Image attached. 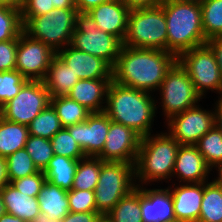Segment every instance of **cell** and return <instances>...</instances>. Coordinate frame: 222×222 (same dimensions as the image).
<instances>
[{
	"label": "cell",
	"mask_w": 222,
	"mask_h": 222,
	"mask_svg": "<svg viewBox=\"0 0 222 222\" xmlns=\"http://www.w3.org/2000/svg\"><path fill=\"white\" fill-rule=\"evenodd\" d=\"M4 4L10 5V6H18V7H20L21 0H4Z\"/></svg>",
	"instance_id": "53"
},
{
	"label": "cell",
	"mask_w": 222,
	"mask_h": 222,
	"mask_svg": "<svg viewBox=\"0 0 222 222\" xmlns=\"http://www.w3.org/2000/svg\"><path fill=\"white\" fill-rule=\"evenodd\" d=\"M218 176L217 179H214V181L217 183V185L221 188L222 190V167H219L218 168Z\"/></svg>",
	"instance_id": "52"
},
{
	"label": "cell",
	"mask_w": 222,
	"mask_h": 222,
	"mask_svg": "<svg viewBox=\"0 0 222 222\" xmlns=\"http://www.w3.org/2000/svg\"><path fill=\"white\" fill-rule=\"evenodd\" d=\"M100 216L99 212H69L61 222H96Z\"/></svg>",
	"instance_id": "43"
},
{
	"label": "cell",
	"mask_w": 222,
	"mask_h": 222,
	"mask_svg": "<svg viewBox=\"0 0 222 222\" xmlns=\"http://www.w3.org/2000/svg\"><path fill=\"white\" fill-rule=\"evenodd\" d=\"M18 38L0 42V72L16 69Z\"/></svg>",
	"instance_id": "41"
},
{
	"label": "cell",
	"mask_w": 222,
	"mask_h": 222,
	"mask_svg": "<svg viewBox=\"0 0 222 222\" xmlns=\"http://www.w3.org/2000/svg\"><path fill=\"white\" fill-rule=\"evenodd\" d=\"M110 122L104 112L91 113L85 121L66 128L85 156L97 157L103 150Z\"/></svg>",
	"instance_id": "15"
},
{
	"label": "cell",
	"mask_w": 222,
	"mask_h": 222,
	"mask_svg": "<svg viewBox=\"0 0 222 222\" xmlns=\"http://www.w3.org/2000/svg\"><path fill=\"white\" fill-rule=\"evenodd\" d=\"M70 47V48H69ZM56 55L81 79H112V66L100 57L75 49L70 44Z\"/></svg>",
	"instance_id": "16"
},
{
	"label": "cell",
	"mask_w": 222,
	"mask_h": 222,
	"mask_svg": "<svg viewBox=\"0 0 222 222\" xmlns=\"http://www.w3.org/2000/svg\"><path fill=\"white\" fill-rule=\"evenodd\" d=\"M50 104L44 81L28 80L20 92L0 108L4 119L28 126Z\"/></svg>",
	"instance_id": "11"
},
{
	"label": "cell",
	"mask_w": 222,
	"mask_h": 222,
	"mask_svg": "<svg viewBox=\"0 0 222 222\" xmlns=\"http://www.w3.org/2000/svg\"><path fill=\"white\" fill-rule=\"evenodd\" d=\"M179 146L169 133L142 137L134 165V179L146 184L172 177Z\"/></svg>",
	"instance_id": "4"
},
{
	"label": "cell",
	"mask_w": 222,
	"mask_h": 222,
	"mask_svg": "<svg viewBox=\"0 0 222 222\" xmlns=\"http://www.w3.org/2000/svg\"><path fill=\"white\" fill-rule=\"evenodd\" d=\"M77 11L80 13H87L92 8L97 7L102 3H106L110 0H73Z\"/></svg>",
	"instance_id": "46"
},
{
	"label": "cell",
	"mask_w": 222,
	"mask_h": 222,
	"mask_svg": "<svg viewBox=\"0 0 222 222\" xmlns=\"http://www.w3.org/2000/svg\"><path fill=\"white\" fill-rule=\"evenodd\" d=\"M173 222H188V221L176 220V221H173Z\"/></svg>",
	"instance_id": "57"
},
{
	"label": "cell",
	"mask_w": 222,
	"mask_h": 222,
	"mask_svg": "<svg viewBox=\"0 0 222 222\" xmlns=\"http://www.w3.org/2000/svg\"><path fill=\"white\" fill-rule=\"evenodd\" d=\"M32 222H61V220L49 218L45 213L40 212Z\"/></svg>",
	"instance_id": "51"
},
{
	"label": "cell",
	"mask_w": 222,
	"mask_h": 222,
	"mask_svg": "<svg viewBox=\"0 0 222 222\" xmlns=\"http://www.w3.org/2000/svg\"><path fill=\"white\" fill-rule=\"evenodd\" d=\"M141 136L133 129L111 121L102 152V161L127 162L135 165Z\"/></svg>",
	"instance_id": "14"
},
{
	"label": "cell",
	"mask_w": 222,
	"mask_h": 222,
	"mask_svg": "<svg viewBox=\"0 0 222 222\" xmlns=\"http://www.w3.org/2000/svg\"><path fill=\"white\" fill-rule=\"evenodd\" d=\"M0 193L6 213L28 222H32L40 214L38 198L21 193L11 183L3 187Z\"/></svg>",
	"instance_id": "22"
},
{
	"label": "cell",
	"mask_w": 222,
	"mask_h": 222,
	"mask_svg": "<svg viewBox=\"0 0 222 222\" xmlns=\"http://www.w3.org/2000/svg\"><path fill=\"white\" fill-rule=\"evenodd\" d=\"M195 146L211 169L222 167V133L219 129L214 126L198 140Z\"/></svg>",
	"instance_id": "31"
},
{
	"label": "cell",
	"mask_w": 222,
	"mask_h": 222,
	"mask_svg": "<svg viewBox=\"0 0 222 222\" xmlns=\"http://www.w3.org/2000/svg\"><path fill=\"white\" fill-rule=\"evenodd\" d=\"M176 220L198 222L203 199V182L186 183L171 191Z\"/></svg>",
	"instance_id": "20"
},
{
	"label": "cell",
	"mask_w": 222,
	"mask_h": 222,
	"mask_svg": "<svg viewBox=\"0 0 222 222\" xmlns=\"http://www.w3.org/2000/svg\"><path fill=\"white\" fill-rule=\"evenodd\" d=\"M50 104L56 110L62 127L83 122L91 112L68 96L50 97Z\"/></svg>",
	"instance_id": "29"
},
{
	"label": "cell",
	"mask_w": 222,
	"mask_h": 222,
	"mask_svg": "<svg viewBox=\"0 0 222 222\" xmlns=\"http://www.w3.org/2000/svg\"><path fill=\"white\" fill-rule=\"evenodd\" d=\"M6 213L5 205L0 193V217Z\"/></svg>",
	"instance_id": "54"
},
{
	"label": "cell",
	"mask_w": 222,
	"mask_h": 222,
	"mask_svg": "<svg viewBox=\"0 0 222 222\" xmlns=\"http://www.w3.org/2000/svg\"><path fill=\"white\" fill-rule=\"evenodd\" d=\"M142 222L176 221L172 194L166 189H146L141 187Z\"/></svg>",
	"instance_id": "19"
},
{
	"label": "cell",
	"mask_w": 222,
	"mask_h": 222,
	"mask_svg": "<svg viewBox=\"0 0 222 222\" xmlns=\"http://www.w3.org/2000/svg\"><path fill=\"white\" fill-rule=\"evenodd\" d=\"M200 6L205 38L222 36V0H204Z\"/></svg>",
	"instance_id": "33"
},
{
	"label": "cell",
	"mask_w": 222,
	"mask_h": 222,
	"mask_svg": "<svg viewBox=\"0 0 222 222\" xmlns=\"http://www.w3.org/2000/svg\"><path fill=\"white\" fill-rule=\"evenodd\" d=\"M79 80L71 68L56 55L51 61L47 75L43 81L49 92V96L58 97L67 96Z\"/></svg>",
	"instance_id": "23"
},
{
	"label": "cell",
	"mask_w": 222,
	"mask_h": 222,
	"mask_svg": "<svg viewBox=\"0 0 222 222\" xmlns=\"http://www.w3.org/2000/svg\"><path fill=\"white\" fill-rule=\"evenodd\" d=\"M156 103L150 93L111 81L104 113L111 121L133 129L141 137L151 134Z\"/></svg>",
	"instance_id": "2"
},
{
	"label": "cell",
	"mask_w": 222,
	"mask_h": 222,
	"mask_svg": "<svg viewBox=\"0 0 222 222\" xmlns=\"http://www.w3.org/2000/svg\"><path fill=\"white\" fill-rule=\"evenodd\" d=\"M28 136V126L8 121L0 116V157L6 158L25 148Z\"/></svg>",
	"instance_id": "26"
},
{
	"label": "cell",
	"mask_w": 222,
	"mask_h": 222,
	"mask_svg": "<svg viewBox=\"0 0 222 222\" xmlns=\"http://www.w3.org/2000/svg\"><path fill=\"white\" fill-rule=\"evenodd\" d=\"M173 1L192 2V3L201 4L204 0H173Z\"/></svg>",
	"instance_id": "56"
},
{
	"label": "cell",
	"mask_w": 222,
	"mask_h": 222,
	"mask_svg": "<svg viewBox=\"0 0 222 222\" xmlns=\"http://www.w3.org/2000/svg\"><path fill=\"white\" fill-rule=\"evenodd\" d=\"M77 14V9L54 8L44 15L21 16L23 32L58 52L71 43Z\"/></svg>",
	"instance_id": "5"
},
{
	"label": "cell",
	"mask_w": 222,
	"mask_h": 222,
	"mask_svg": "<svg viewBox=\"0 0 222 222\" xmlns=\"http://www.w3.org/2000/svg\"><path fill=\"white\" fill-rule=\"evenodd\" d=\"M22 32L20 7L0 4V42L16 39Z\"/></svg>",
	"instance_id": "34"
},
{
	"label": "cell",
	"mask_w": 222,
	"mask_h": 222,
	"mask_svg": "<svg viewBox=\"0 0 222 222\" xmlns=\"http://www.w3.org/2000/svg\"><path fill=\"white\" fill-rule=\"evenodd\" d=\"M51 5L58 9H77L73 0H51Z\"/></svg>",
	"instance_id": "49"
},
{
	"label": "cell",
	"mask_w": 222,
	"mask_h": 222,
	"mask_svg": "<svg viewBox=\"0 0 222 222\" xmlns=\"http://www.w3.org/2000/svg\"><path fill=\"white\" fill-rule=\"evenodd\" d=\"M123 45L167 51V26L161 5L129 11Z\"/></svg>",
	"instance_id": "6"
},
{
	"label": "cell",
	"mask_w": 222,
	"mask_h": 222,
	"mask_svg": "<svg viewBox=\"0 0 222 222\" xmlns=\"http://www.w3.org/2000/svg\"><path fill=\"white\" fill-rule=\"evenodd\" d=\"M70 45L102 58L113 67L123 43L117 37L97 28L96 22L87 13L78 12Z\"/></svg>",
	"instance_id": "8"
},
{
	"label": "cell",
	"mask_w": 222,
	"mask_h": 222,
	"mask_svg": "<svg viewBox=\"0 0 222 222\" xmlns=\"http://www.w3.org/2000/svg\"><path fill=\"white\" fill-rule=\"evenodd\" d=\"M129 11L122 0H110L92 8L87 14L96 22L97 28L117 37L123 43Z\"/></svg>",
	"instance_id": "17"
},
{
	"label": "cell",
	"mask_w": 222,
	"mask_h": 222,
	"mask_svg": "<svg viewBox=\"0 0 222 222\" xmlns=\"http://www.w3.org/2000/svg\"><path fill=\"white\" fill-rule=\"evenodd\" d=\"M212 169L206 164L204 157L195 145H180L172 175L183 183L206 182V177Z\"/></svg>",
	"instance_id": "18"
},
{
	"label": "cell",
	"mask_w": 222,
	"mask_h": 222,
	"mask_svg": "<svg viewBox=\"0 0 222 222\" xmlns=\"http://www.w3.org/2000/svg\"><path fill=\"white\" fill-rule=\"evenodd\" d=\"M167 26V51L178 57L182 52L206 44L198 3L163 0Z\"/></svg>",
	"instance_id": "3"
},
{
	"label": "cell",
	"mask_w": 222,
	"mask_h": 222,
	"mask_svg": "<svg viewBox=\"0 0 222 222\" xmlns=\"http://www.w3.org/2000/svg\"><path fill=\"white\" fill-rule=\"evenodd\" d=\"M5 159L9 183L19 178L33 175L39 171L25 148L19 149Z\"/></svg>",
	"instance_id": "35"
},
{
	"label": "cell",
	"mask_w": 222,
	"mask_h": 222,
	"mask_svg": "<svg viewBox=\"0 0 222 222\" xmlns=\"http://www.w3.org/2000/svg\"><path fill=\"white\" fill-rule=\"evenodd\" d=\"M62 128L56 110L49 104L28 125L29 135L51 139Z\"/></svg>",
	"instance_id": "32"
},
{
	"label": "cell",
	"mask_w": 222,
	"mask_h": 222,
	"mask_svg": "<svg viewBox=\"0 0 222 222\" xmlns=\"http://www.w3.org/2000/svg\"><path fill=\"white\" fill-rule=\"evenodd\" d=\"M112 79H81L67 94L91 113L104 112L108 87ZM105 97V99H103ZM104 101V102H103Z\"/></svg>",
	"instance_id": "21"
},
{
	"label": "cell",
	"mask_w": 222,
	"mask_h": 222,
	"mask_svg": "<svg viewBox=\"0 0 222 222\" xmlns=\"http://www.w3.org/2000/svg\"><path fill=\"white\" fill-rule=\"evenodd\" d=\"M45 181V174L39 170L33 175L14 180L11 184L21 193L37 198Z\"/></svg>",
	"instance_id": "40"
},
{
	"label": "cell",
	"mask_w": 222,
	"mask_h": 222,
	"mask_svg": "<svg viewBox=\"0 0 222 222\" xmlns=\"http://www.w3.org/2000/svg\"><path fill=\"white\" fill-rule=\"evenodd\" d=\"M96 222H112L107 215H101Z\"/></svg>",
	"instance_id": "55"
},
{
	"label": "cell",
	"mask_w": 222,
	"mask_h": 222,
	"mask_svg": "<svg viewBox=\"0 0 222 222\" xmlns=\"http://www.w3.org/2000/svg\"><path fill=\"white\" fill-rule=\"evenodd\" d=\"M177 61L186 70L197 93L202 97L206 90H216L222 96V76L215 55L207 45L182 52Z\"/></svg>",
	"instance_id": "9"
},
{
	"label": "cell",
	"mask_w": 222,
	"mask_h": 222,
	"mask_svg": "<svg viewBox=\"0 0 222 222\" xmlns=\"http://www.w3.org/2000/svg\"><path fill=\"white\" fill-rule=\"evenodd\" d=\"M218 103V104H217ZM216 103V108L214 112V123L215 127L219 129L222 133V96H220V99Z\"/></svg>",
	"instance_id": "47"
},
{
	"label": "cell",
	"mask_w": 222,
	"mask_h": 222,
	"mask_svg": "<svg viewBox=\"0 0 222 222\" xmlns=\"http://www.w3.org/2000/svg\"><path fill=\"white\" fill-rule=\"evenodd\" d=\"M67 194L68 190L46 180L37 197L40 212L45 213L49 218L62 220L69 213Z\"/></svg>",
	"instance_id": "24"
},
{
	"label": "cell",
	"mask_w": 222,
	"mask_h": 222,
	"mask_svg": "<svg viewBox=\"0 0 222 222\" xmlns=\"http://www.w3.org/2000/svg\"><path fill=\"white\" fill-rule=\"evenodd\" d=\"M56 52L22 32L18 37L16 70L28 80L43 81Z\"/></svg>",
	"instance_id": "12"
},
{
	"label": "cell",
	"mask_w": 222,
	"mask_h": 222,
	"mask_svg": "<svg viewBox=\"0 0 222 222\" xmlns=\"http://www.w3.org/2000/svg\"><path fill=\"white\" fill-rule=\"evenodd\" d=\"M0 222H28L24 219H20L19 217L13 216L12 214L5 213L0 217Z\"/></svg>",
	"instance_id": "50"
},
{
	"label": "cell",
	"mask_w": 222,
	"mask_h": 222,
	"mask_svg": "<svg viewBox=\"0 0 222 222\" xmlns=\"http://www.w3.org/2000/svg\"><path fill=\"white\" fill-rule=\"evenodd\" d=\"M8 183L9 180L7 177L6 159L4 157H0V191Z\"/></svg>",
	"instance_id": "48"
},
{
	"label": "cell",
	"mask_w": 222,
	"mask_h": 222,
	"mask_svg": "<svg viewBox=\"0 0 222 222\" xmlns=\"http://www.w3.org/2000/svg\"><path fill=\"white\" fill-rule=\"evenodd\" d=\"M100 171V158L86 156L80 159L74 176L72 189L95 191Z\"/></svg>",
	"instance_id": "30"
},
{
	"label": "cell",
	"mask_w": 222,
	"mask_h": 222,
	"mask_svg": "<svg viewBox=\"0 0 222 222\" xmlns=\"http://www.w3.org/2000/svg\"><path fill=\"white\" fill-rule=\"evenodd\" d=\"M159 89L166 120L196 106V103L202 99L186 70L178 61L167 71Z\"/></svg>",
	"instance_id": "10"
},
{
	"label": "cell",
	"mask_w": 222,
	"mask_h": 222,
	"mask_svg": "<svg viewBox=\"0 0 222 222\" xmlns=\"http://www.w3.org/2000/svg\"><path fill=\"white\" fill-rule=\"evenodd\" d=\"M206 44L213 51L222 76V36L210 38Z\"/></svg>",
	"instance_id": "44"
},
{
	"label": "cell",
	"mask_w": 222,
	"mask_h": 222,
	"mask_svg": "<svg viewBox=\"0 0 222 222\" xmlns=\"http://www.w3.org/2000/svg\"><path fill=\"white\" fill-rule=\"evenodd\" d=\"M27 153L31 156L38 170L43 171L54 156L51 141L42 137L29 135L25 144Z\"/></svg>",
	"instance_id": "37"
},
{
	"label": "cell",
	"mask_w": 222,
	"mask_h": 222,
	"mask_svg": "<svg viewBox=\"0 0 222 222\" xmlns=\"http://www.w3.org/2000/svg\"><path fill=\"white\" fill-rule=\"evenodd\" d=\"M168 122V133L180 145H195L198 140L215 126L214 111H206L196 105L174 115Z\"/></svg>",
	"instance_id": "13"
},
{
	"label": "cell",
	"mask_w": 222,
	"mask_h": 222,
	"mask_svg": "<svg viewBox=\"0 0 222 222\" xmlns=\"http://www.w3.org/2000/svg\"><path fill=\"white\" fill-rule=\"evenodd\" d=\"M177 61L168 51L122 45L112 68V81L150 93L159 90L167 71Z\"/></svg>",
	"instance_id": "1"
},
{
	"label": "cell",
	"mask_w": 222,
	"mask_h": 222,
	"mask_svg": "<svg viewBox=\"0 0 222 222\" xmlns=\"http://www.w3.org/2000/svg\"><path fill=\"white\" fill-rule=\"evenodd\" d=\"M134 165L127 162L101 160V171L95 188L97 211L107 215L136 185Z\"/></svg>",
	"instance_id": "7"
},
{
	"label": "cell",
	"mask_w": 222,
	"mask_h": 222,
	"mask_svg": "<svg viewBox=\"0 0 222 222\" xmlns=\"http://www.w3.org/2000/svg\"><path fill=\"white\" fill-rule=\"evenodd\" d=\"M130 9L151 8L161 5L163 0H122Z\"/></svg>",
	"instance_id": "45"
},
{
	"label": "cell",
	"mask_w": 222,
	"mask_h": 222,
	"mask_svg": "<svg viewBox=\"0 0 222 222\" xmlns=\"http://www.w3.org/2000/svg\"><path fill=\"white\" fill-rule=\"evenodd\" d=\"M54 9L51 0H21V16H38L50 13Z\"/></svg>",
	"instance_id": "42"
},
{
	"label": "cell",
	"mask_w": 222,
	"mask_h": 222,
	"mask_svg": "<svg viewBox=\"0 0 222 222\" xmlns=\"http://www.w3.org/2000/svg\"><path fill=\"white\" fill-rule=\"evenodd\" d=\"M69 212H98L95 191L68 190Z\"/></svg>",
	"instance_id": "39"
},
{
	"label": "cell",
	"mask_w": 222,
	"mask_h": 222,
	"mask_svg": "<svg viewBox=\"0 0 222 222\" xmlns=\"http://www.w3.org/2000/svg\"><path fill=\"white\" fill-rule=\"evenodd\" d=\"M27 81L16 69L0 72V108L14 98Z\"/></svg>",
	"instance_id": "38"
},
{
	"label": "cell",
	"mask_w": 222,
	"mask_h": 222,
	"mask_svg": "<svg viewBox=\"0 0 222 222\" xmlns=\"http://www.w3.org/2000/svg\"><path fill=\"white\" fill-rule=\"evenodd\" d=\"M79 160L55 155L43 170L48 182L65 190H71Z\"/></svg>",
	"instance_id": "25"
},
{
	"label": "cell",
	"mask_w": 222,
	"mask_h": 222,
	"mask_svg": "<svg viewBox=\"0 0 222 222\" xmlns=\"http://www.w3.org/2000/svg\"><path fill=\"white\" fill-rule=\"evenodd\" d=\"M50 141L55 155L65 156L75 160L86 157L66 127H62Z\"/></svg>",
	"instance_id": "36"
},
{
	"label": "cell",
	"mask_w": 222,
	"mask_h": 222,
	"mask_svg": "<svg viewBox=\"0 0 222 222\" xmlns=\"http://www.w3.org/2000/svg\"><path fill=\"white\" fill-rule=\"evenodd\" d=\"M198 222H222V190L214 180L203 182V199Z\"/></svg>",
	"instance_id": "28"
},
{
	"label": "cell",
	"mask_w": 222,
	"mask_h": 222,
	"mask_svg": "<svg viewBox=\"0 0 222 222\" xmlns=\"http://www.w3.org/2000/svg\"><path fill=\"white\" fill-rule=\"evenodd\" d=\"M139 186L140 184H136V188L123 197L107 214L112 222H142Z\"/></svg>",
	"instance_id": "27"
}]
</instances>
